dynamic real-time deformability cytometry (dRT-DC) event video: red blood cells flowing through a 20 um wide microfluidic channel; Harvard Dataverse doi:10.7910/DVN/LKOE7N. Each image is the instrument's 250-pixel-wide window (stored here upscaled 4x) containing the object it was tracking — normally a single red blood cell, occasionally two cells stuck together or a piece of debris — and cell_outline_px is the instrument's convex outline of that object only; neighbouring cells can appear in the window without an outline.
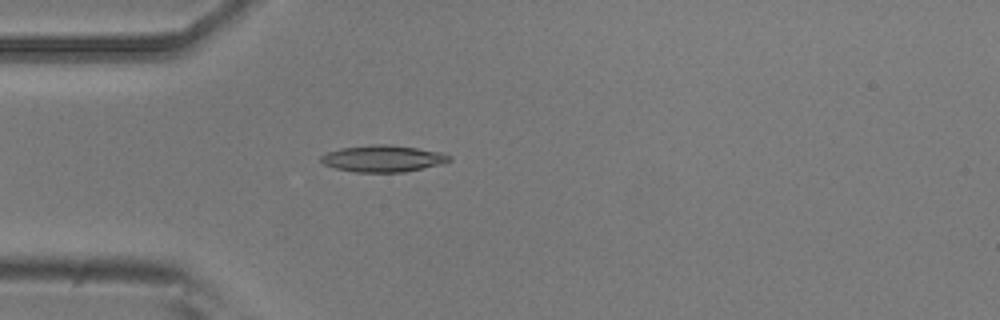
{"species": "common noctule bat (a hibernating species)", "species_latin": "Nyctalus noctula", "temperature_condition": "room temperature", "stored_images_in_passage": 4, "camera_frame_rate_fps": 3000, "um_per_image_px": 0.085, "animal": {"sex": "male", "body_mass_g": 20.5, "forearm_length_mm": 52.5}, "frame": {"image": 1, "passage_image": 4, "time_ms": 4.333, "image_size_px": [1000, 320], "cell_outline_px": [[452, 160], [444, 164], [404, 172], [352, 172], [336, 168], [324, 164], [320, 160], [320, 156], [328, 152], [340, 148], [372, 144], [388, 144], [444, 152], [452, 156]], "centroid_in_image_um": [32.6, 13.48], "position_along_channel_um": 52.4, "area_um2": 20.17}}